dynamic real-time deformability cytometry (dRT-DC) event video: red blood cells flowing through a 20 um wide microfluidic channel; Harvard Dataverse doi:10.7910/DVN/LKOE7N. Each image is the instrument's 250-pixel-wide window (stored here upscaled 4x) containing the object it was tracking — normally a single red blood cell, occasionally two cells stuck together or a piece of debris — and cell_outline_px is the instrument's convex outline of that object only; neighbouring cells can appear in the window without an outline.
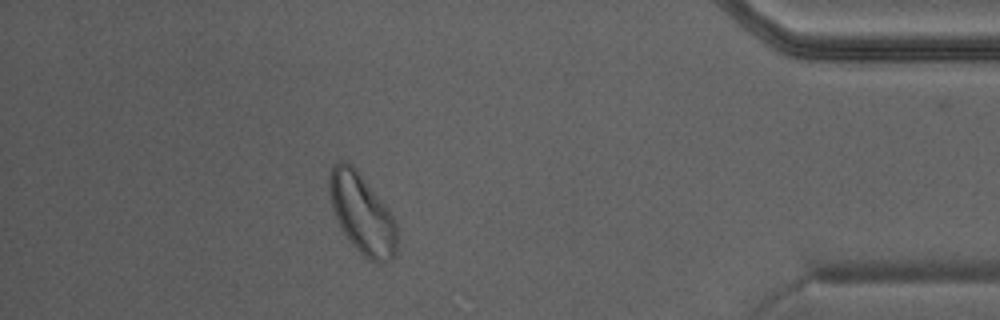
{"species": "Egyptian fruit bat (a non-hibernating species)", "species_latin": "Rousettus aegyptiacus", "temperature_condition": "warm", "stored_images_in_passage": 38, "camera_frame_rate_fps": 3000, "um_per_image_px": 0.085, "animal": {"sex": "male"}, "frame": {"image": 1, "passage_image": 33, "time_ms": 10.667, "image_size_px": [1000, 320], "cell_outline_px": [[396, 252], [388, 260], [376, 264], [368, 260], [348, 240], [340, 228], [332, 208], [328, 192], [328, 176], [332, 164], [340, 160], [344, 160], [352, 164], [356, 168], [392, 216], [396, 224]], "centroid_in_image_um": [30.71, 18.14], "position_along_channel_um": 404.5, "area_um2": 31.33}}